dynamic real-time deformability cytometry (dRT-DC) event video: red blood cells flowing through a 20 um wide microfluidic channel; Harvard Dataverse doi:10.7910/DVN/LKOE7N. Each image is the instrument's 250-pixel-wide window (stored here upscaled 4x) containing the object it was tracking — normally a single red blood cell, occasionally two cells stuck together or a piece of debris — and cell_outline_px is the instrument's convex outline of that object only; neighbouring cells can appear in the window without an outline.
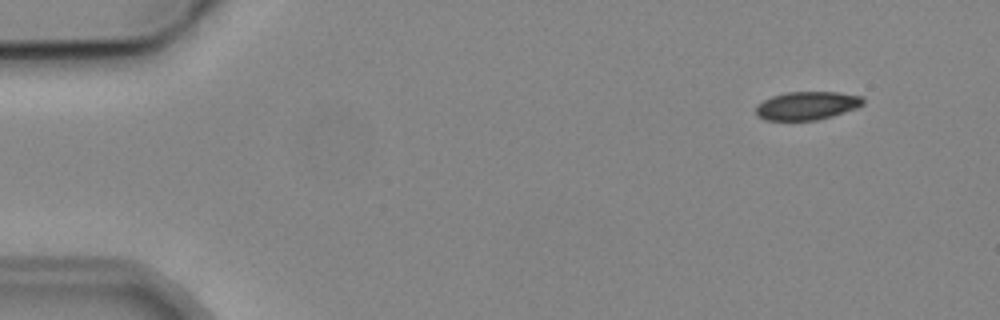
{"species": "common noctule bat (a hibernating species)", "species_latin": "Nyctalus noctula", "temperature_condition": "cold", "stored_images_in_passage": 5, "camera_frame_rate_fps": 3000, "um_per_image_px": 0.085, "animal": {"sex": "male", "body_mass_g": 19.2, "forearm_length_mm": 51.8}, "frame": {"image": 1, "passage_image": 1, "time_ms": 0.0, "image_size_px": [1000, 320], "cell_outline_px": [[864, 104], [856, 108], [832, 116], [816, 120], [764, 120], [756, 116], [756, 104], [772, 96], [788, 92], [840, 92], [864, 96]], "centroid_in_image_um": [68.6, 8.98], "position_along_channel_um": 16.4, "area_um2": 17.8}}
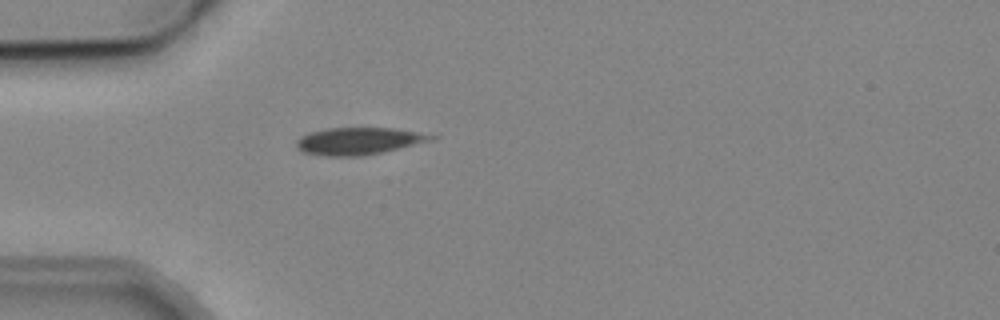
{"frame": {"image": 2, "passage_image": 4, "time_ms": 3.667, "image_size_px": [1000, 320], "cell_outline_px": [[440, 136], [432, 140], [400, 148], [360, 156], [328, 156], [304, 152], [296, 144], [296, 140], [312, 132], [328, 128], [392, 128]], "centroid_in_image_um": [30.52, 11.98], "position_along_channel_um": 54.5, "area_um2": 20.81}}